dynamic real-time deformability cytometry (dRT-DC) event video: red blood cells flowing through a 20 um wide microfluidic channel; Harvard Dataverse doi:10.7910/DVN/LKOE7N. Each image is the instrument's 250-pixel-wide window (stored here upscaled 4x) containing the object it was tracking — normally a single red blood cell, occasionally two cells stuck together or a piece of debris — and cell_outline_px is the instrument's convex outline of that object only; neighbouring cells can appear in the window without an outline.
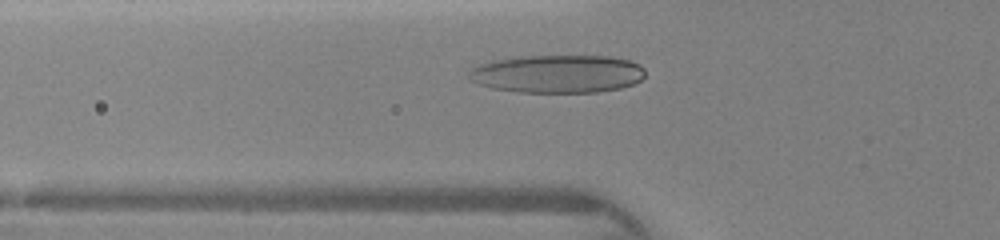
{"species": "human", "species_latin": "Homo sapiens", "temperature_condition": "warm", "stored_images_in_passage": 41, "camera_frame_rate_fps": 3000, "um_per_image_px": 0.085, "donor": {"sex": "female"}, "frame": {"image": 1, "passage_image": 9, "time_ms": 3.0, "image_size_px": [1000, 240], "cell_outline_px": [[644, 76], [640, 80], [632, 84], [620, 88], [596, 92], [516, 92], [492, 88], [480, 84], [472, 80], [468, 76], [468, 72], [476, 64], [492, 60], [520, 56], [608, 56], [628, 60], [640, 64], [644, 68]], "centroid_in_image_um": [47.36, 6.27], "position_along_channel_um": 78.4, "area_um2": 39.19}}
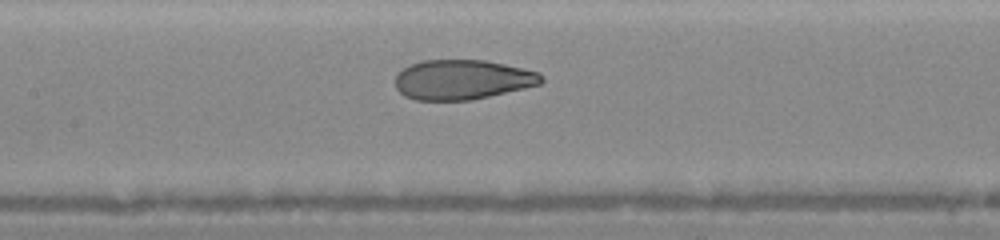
{"frame": {"image": 2, "passage_image": 14, "time_ms": 5.0, "image_size_px": [1000, 240], "cell_outline_px": [[544, 80], [540, 84], [524, 88], [472, 100], [416, 100], [404, 96], [396, 88], [396, 72], [412, 64], [424, 60], [484, 60], [504, 64], [540, 72], [544, 76]], "centroid_in_image_um": [39.3, 6.77], "position_along_channel_um": 168.1, "area_um2": 33.87}}
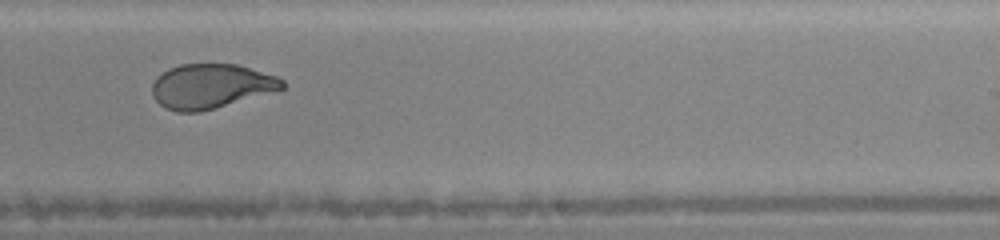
{"frame": {"image": 3, "passage_image": 20, "time_ms": 7.333, "image_size_px": [1000, 240], "cell_outline_px": [[284, 88], [200, 112], [176, 112], [164, 108], [156, 100], [152, 92], [152, 84], [156, 76], [168, 68], [180, 64], [236, 64], [276, 76], [284, 80]], "centroid_in_image_um": [17.87, 7.32], "position_along_channel_um": 271.1, "area_um2": 33.52}}